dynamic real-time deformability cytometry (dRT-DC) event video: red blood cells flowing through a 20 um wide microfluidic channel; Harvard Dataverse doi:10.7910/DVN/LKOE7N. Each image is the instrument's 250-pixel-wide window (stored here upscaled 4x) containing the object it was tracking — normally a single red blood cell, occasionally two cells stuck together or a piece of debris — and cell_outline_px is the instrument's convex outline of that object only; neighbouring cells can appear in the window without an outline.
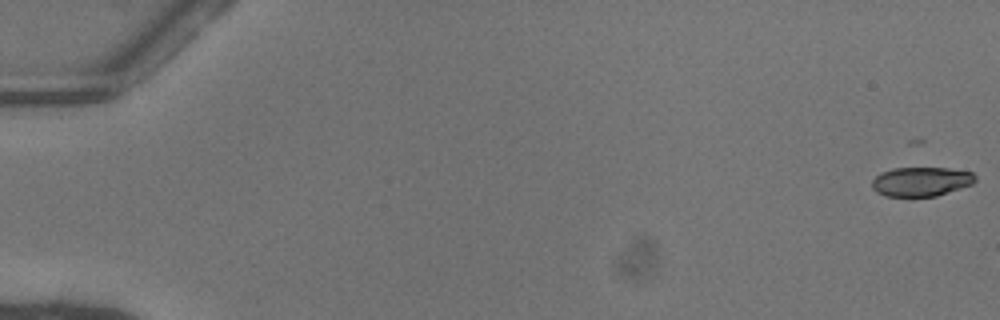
{"species": "common noctule bat (a hibernating species)", "species_latin": "Nyctalus noctula", "temperature_condition": "warm", "stored_images_in_passage": 17, "camera_frame_rate_fps": 3000, "um_per_image_px": 0.085, "animal": {"sex": "female"}, "frame": {"image": 1, "passage_image": 1, "time_ms": 0.0, "image_size_px": [1000, 320], "cell_outline_px": [[976, 180], [972, 184], [936, 196], [884, 196], [876, 192], [872, 188], [872, 180], [880, 172], [892, 168], [948, 168], [972, 172], [976, 176]], "centroid_in_image_um": [78.27, 15.43], "position_along_channel_um": 6.7, "area_um2": 17.63}}
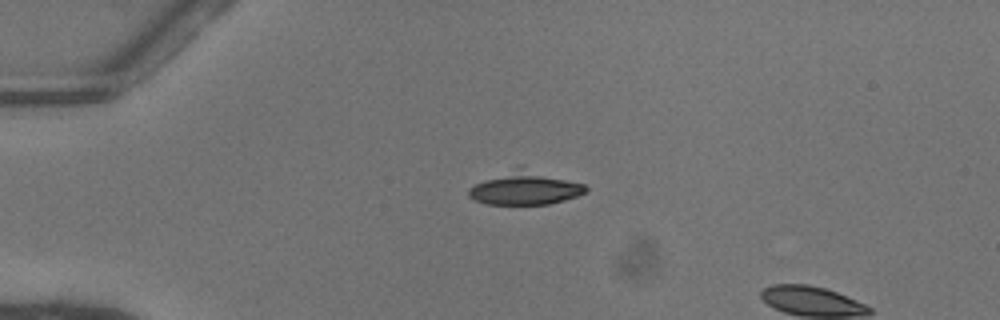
{"frame": {"image": 2, "passage_image": 14, "time_ms": 4.333, "image_size_px": [1000, 320], "cell_outline_px": [[588, 192], [564, 200], [548, 204], [488, 204], [476, 200], [468, 196], [468, 188], [484, 180], [512, 176], [540, 176], [564, 180], [584, 184], [588, 188]], "centroid_in_image_um": [44.65, 16.19], "position_along_channel_um": 40.4, "area_um2": 19.31}}